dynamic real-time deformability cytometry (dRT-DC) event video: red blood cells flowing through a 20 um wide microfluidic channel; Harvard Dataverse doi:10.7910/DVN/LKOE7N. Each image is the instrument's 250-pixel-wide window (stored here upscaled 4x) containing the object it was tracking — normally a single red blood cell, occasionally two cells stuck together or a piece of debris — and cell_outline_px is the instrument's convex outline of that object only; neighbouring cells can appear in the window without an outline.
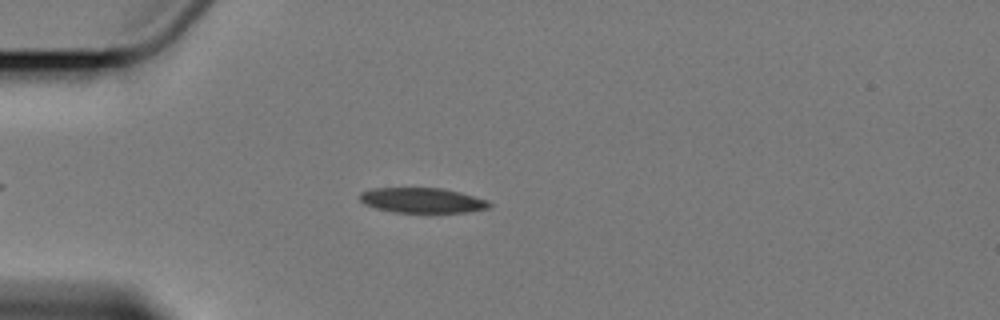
{"species": "Egyptian fruit bat (a non-hibernating species)", "species_latin": "Rousettus aegyptiacus", "temperature_condition": "cold", "stored_images_in_passage": 6, "camera_frame_rate_fps": 3000, "um_per_image_px": 0.085, "animal": {"sex": "female"}, "frame": {"image": 1, "passage_image": 3, "time_ms": 2.333, "image_size_px": [1000, 320], "cell_outline_px": [[492, 208], [464, 212], [396, 212], [376, 208], [364, 204], [360, 200], [360, 192], [372, 188], [440, 188], [460, 192], [488, 200], [492, 204]], "centroid_in_image_um": [35.91, 17.02], "position_along_channel_um": 49.1, "area_um2": 18.9}}
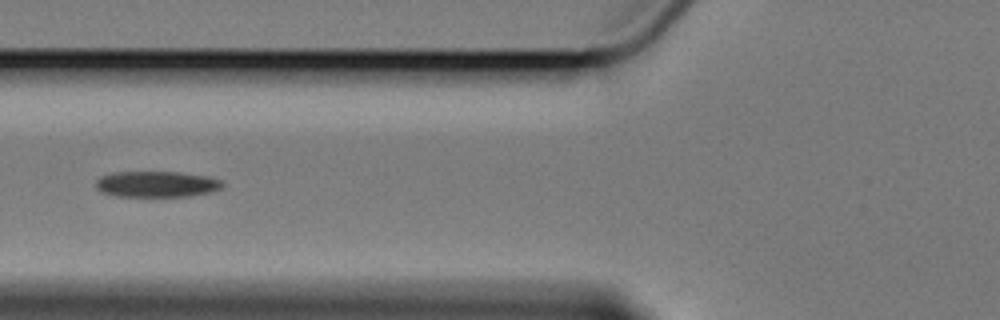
{"frame": {"image": 2, "passage_image": 5, "time_ms": 4.667, "image_size_px": [1000, 320], "cell_outline_px": [[224, 184], [220, 188], [212, 192], [188, 196], [116, 196], [100, 192], [96, 188], [96, 180], [100, 176], [112, 172], [180, 172], [208, 176], [220, 180]], "centroid_in_image_um": [13.29, 15.65], "position_along_channel_um": 112.5, "area_um2": 19.25}}
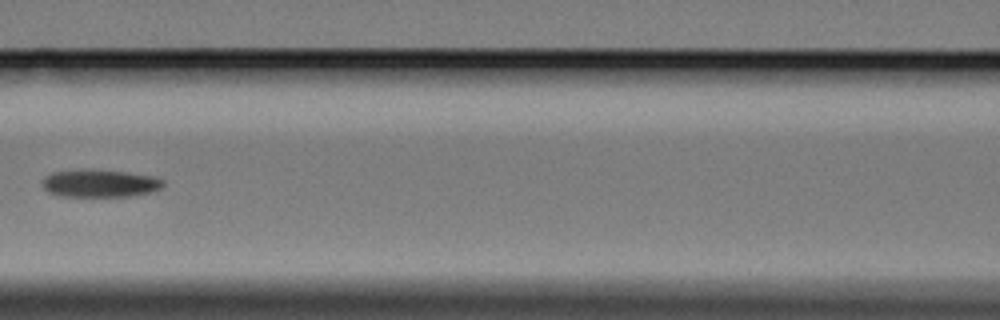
{"frame": {"image": 3, "passage_image": 6, "time_ms": 6.0, "image_size_px": [1000, 320], "cell_outline_px": [[164, 184], [156, 192], [132, 196], [64, 196], [48, 192], [44, 188], [44, 176], [52, 172], [92, 168], [124, 172], [152, 176], [164, 180]], "centroid_in_image_um": [8.53, 15.58], "position_along_channel_um": 158.1, "area_um2": 19.59}}